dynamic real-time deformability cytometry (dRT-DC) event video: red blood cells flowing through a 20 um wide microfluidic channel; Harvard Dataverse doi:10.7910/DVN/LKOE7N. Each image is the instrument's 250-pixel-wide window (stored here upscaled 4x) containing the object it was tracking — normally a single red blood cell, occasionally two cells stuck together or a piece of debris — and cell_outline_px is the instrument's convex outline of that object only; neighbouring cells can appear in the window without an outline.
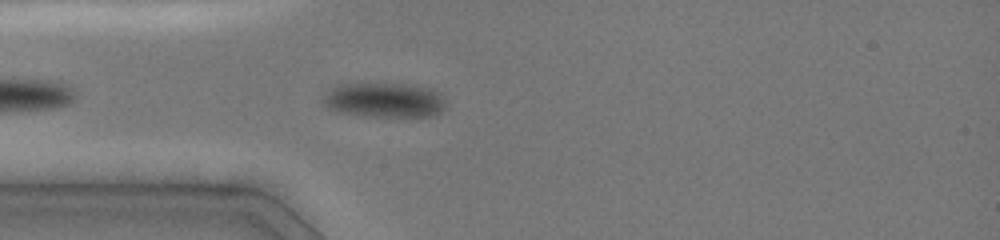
{"species": "common noctule bat (a hibernating species)", "species_latin": "Nyctalus noctula", "temperature_condition": "cold", "stored_images_in_passage": 8, "camera_frame_rate_fps": 3000, "um_per_image_px": 0.085, "animal": {"sex": "female", "body_mass_g": 19.0, "forearm_length_mm": 51.5}, "frame": {"image": 1, "passage_image": 3, "time_ms": 0.667, "image_size_px": [1000, 240], "cell_outline_px": [[444, 108], [436, 116], [364, 116], [340, 112], [328, 108], [324, 104], [324, 96], [336, 84], [380, 80], [412, 84], [428, 88], [440, 92], [444, 96]], "centroid_in_image_um": [32.67, 8.44], "position_along_channel_um": 52.3, "area_um2": 25.89}}